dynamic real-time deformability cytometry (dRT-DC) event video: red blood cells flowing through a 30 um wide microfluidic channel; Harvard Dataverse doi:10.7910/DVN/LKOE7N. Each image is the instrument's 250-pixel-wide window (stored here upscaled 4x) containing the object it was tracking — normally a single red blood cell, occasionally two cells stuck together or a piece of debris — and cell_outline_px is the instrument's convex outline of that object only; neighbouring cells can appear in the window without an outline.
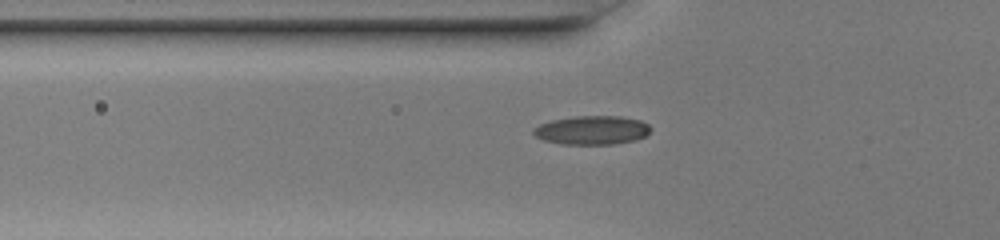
{"species": "common noctule bat (a hibernating species)", "species_latin": "Nyctalus noctula", "temperature_condition": "warm", "stored_images_in_passage": 35, "camera_frame_rate_fps": 3000, "um_per_image_px": 0.085, "animal": {"sex": "female", "body_mass_g": 20.0, "forearm_length_mm": 54.0}, "frame": {"image": 1, "passage_image": 4, "time_ms": 1.0, "image_size_px": [1000, 240], "cell_outline_px": [[652, 128], [644, 136], [636, 140], [612, 144], [560, 144], [544, 140], [536, 136], [532, 132], [532, 128], [540, 124], [552, 120], [576, 116], [620, 116], [640, 120], [648, 124]], "centroid_in_image_um": [50.31, 11.06], "position_along_channel_um": 75.5, "area_um2": 19.65}}
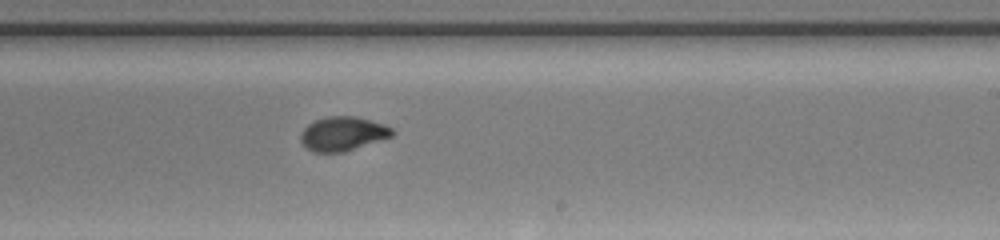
{"frame": {"image": 2, "passage_image": 17, "time_ms": 5.333, "image_size_px": [1000, 240], "cell_outline_px": [[396, 132], [392, 136], [344, 152], [312, 152], [300, 140], [300, 132], [308, 124], [316, 120], [328, 116], [356, 116], [384, 124], [392, 128]], "centroid_in_image_um": [29.14, 11.36], "position_along_channel_um": 259.9, "area_um2": 18.15}}
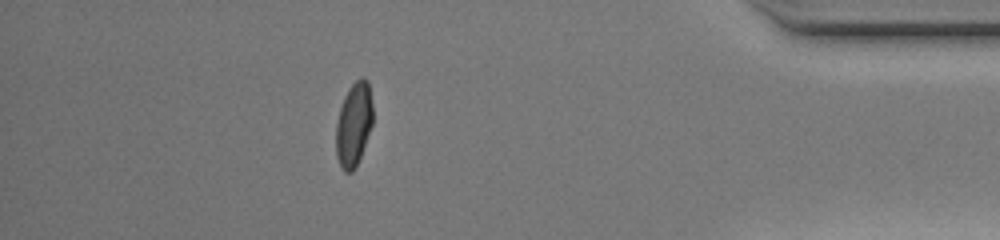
{"frame": {"image": 3, "passage_image": 30, "time_ms": 9.667, "image_size_px": [1000, 240], "cell_outline_px": [[372, 124], [356, 168], [352, 172], [344, 172], [340, 168], [336, 156], [336, 124], [340, 108], [344, 96], [348, 88], [360, 76], [364, 76], [368, 80], [372, 104]], "centroid_in_image_um": [30.06, 10.57], "position_along_channel_um": 405.1, "area_um2": 18.15}}